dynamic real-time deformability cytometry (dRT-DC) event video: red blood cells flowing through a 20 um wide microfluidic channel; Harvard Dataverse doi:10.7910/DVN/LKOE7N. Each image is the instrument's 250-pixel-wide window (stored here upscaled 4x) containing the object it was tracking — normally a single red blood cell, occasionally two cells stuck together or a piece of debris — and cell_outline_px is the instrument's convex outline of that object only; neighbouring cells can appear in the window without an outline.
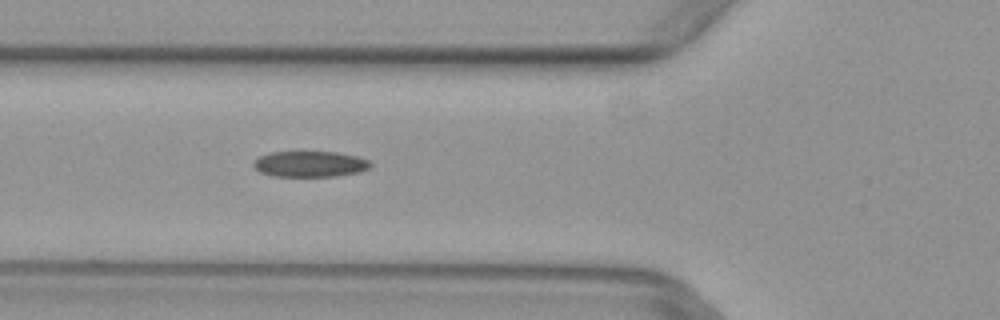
{"species": "common noctule bat (a hibernating species)", "species_latin": "Nyctalus noctula", "temperature_condition": "warm", "stored_images_in_passage": 4, "camera_frame_rate_fps": 3000, "um_per_image_px": 0.085, "animal": {"sex": "female", "body_mass_g": 29.2, "forearm_length_mm": 56.3}, "frame": {"image": 1, "passage_image": 4, "time_ms": 1.0, "image_size_px": [1000, 320], "cell_outline_px": [[372, 164], [368, 168], [360, 172], [336, 176], [272, 176], [260, 172], [252, 164], [260, 156], [268, 152], [336, 152], [356, 156], [368, 160]], "centroid_in_image_um": [26.34, 13.94], "position_along_channel_um": 99.5, "area_um2": 17.51}}